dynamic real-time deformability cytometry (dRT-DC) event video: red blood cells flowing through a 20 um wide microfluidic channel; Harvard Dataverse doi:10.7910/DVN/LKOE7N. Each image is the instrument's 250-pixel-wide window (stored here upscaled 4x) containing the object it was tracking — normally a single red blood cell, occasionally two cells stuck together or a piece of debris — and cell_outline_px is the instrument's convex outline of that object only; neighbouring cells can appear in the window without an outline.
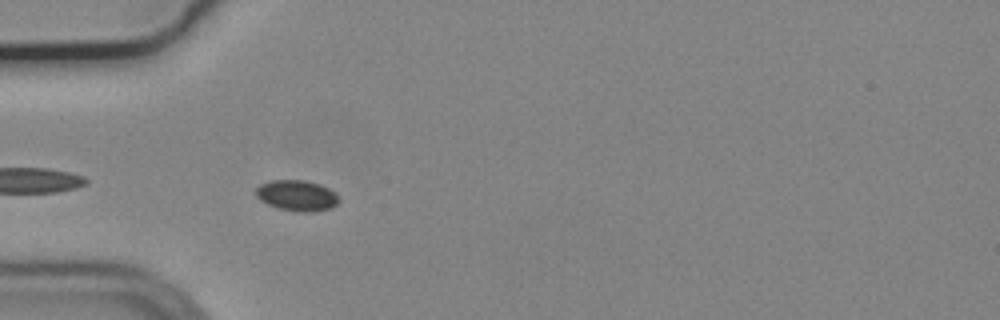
{"species": "common noctule bat (a hibernating species)", "species_latin": "Nyctalus noctula", "temperature_condition": "cold", "stored_images_in_passage": 17, "camera_frame_rate_fps": 3000, "um_per_image_px": 0.085, "animal": {"sex": "male", "body_mass_g": 19.2, "forearm_length_mm": 51.8}, "frame": {"image": 1, "passage_image": 3, "time_ms": 0.667, "image_size_px": [1000, 320], "cell_outline_px": [[340, 200], [332, 208], [316, 212], [296, 212], [280, 208], [268, 204], [260, 200], [256, 196], [256, 188], [260, 184], [272, 180], [304, 180], [320, 184], [336, 192]], "centroid_in_image_um": [25.27, 16.62], "position_along_channel_um": 59.7, "area_um2": 15.03}}